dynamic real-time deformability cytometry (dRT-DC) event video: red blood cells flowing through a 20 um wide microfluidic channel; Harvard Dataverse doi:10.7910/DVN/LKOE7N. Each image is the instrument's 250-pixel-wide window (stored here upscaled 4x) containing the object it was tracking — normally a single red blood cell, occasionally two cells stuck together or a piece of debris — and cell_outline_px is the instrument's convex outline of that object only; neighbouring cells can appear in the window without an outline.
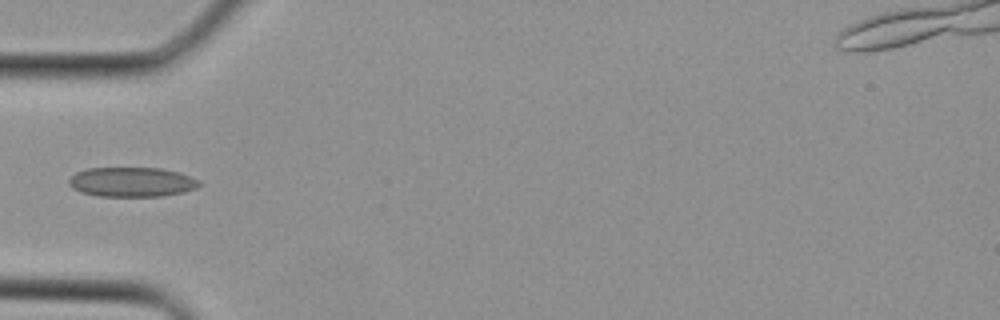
{"species": "Egyptian fruit bat (a non-hibernating species)", "species_latin": "Rousettus aegyptiacus", "temperature_condition": "cold", "stored_images_in_passage": 3, "camera_frame_rate_fps": 3000, "um_per_image_px": 0.085, "animal": {"sex": "female"}, "frame": {"image": 1, "passage_image": 3, "time_ms": 0.667, "image_size_px": [1000, 320], "cell_outline_px": [[204, 184], [196, 188], [184, 192], [164, 196], [96, 196], [80, 192], [72, 188], [68, 184], [68, 180], [76, 172], [88, 168], [160, 168], [180, 172], [200, 180]], "centroid_in_image_um": [11.23, 15.47], "position_along_channel_um": 73.8, "area_um2": 22.77}}